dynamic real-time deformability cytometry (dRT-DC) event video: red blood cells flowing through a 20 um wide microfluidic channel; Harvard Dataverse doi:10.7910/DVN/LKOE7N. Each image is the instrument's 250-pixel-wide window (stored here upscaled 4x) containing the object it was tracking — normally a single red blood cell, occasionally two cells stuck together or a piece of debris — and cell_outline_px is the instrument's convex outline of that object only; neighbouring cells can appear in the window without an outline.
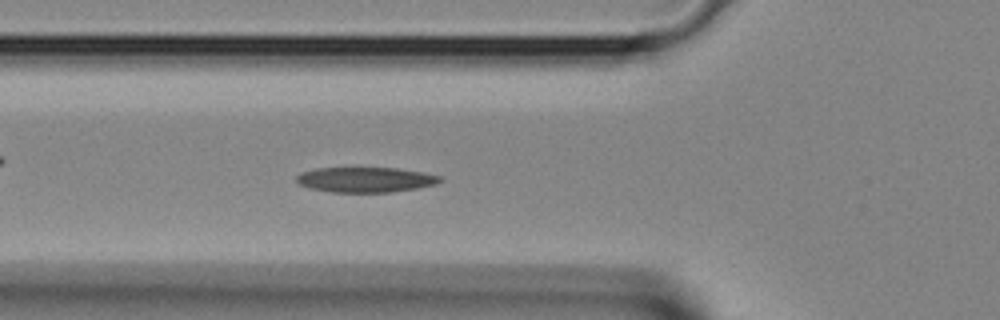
{"species": "Egyptian fruit bat (a non-hibernating species)", "species_latin": "Rousettus aegyptiacus", "temperature_condition": "room temperature", "stored_images_in_passage": 33, "camera_frame_rate_fps": 3000, "um_per_image_px": 0.085, "animal": {"sex": "female"}, "frame": {"image": 1, "passage_image": 7, "time_ms": 2.0, "image_size_px": [1000, 320], "cell_outline_px": [[444, 180], [436, 184], [416, 188], [392, 192], [332, 192], [308, 188], [296, 184], [296, 176], [300, 172], [316, 168], [396, 168], [424, 172], [440, 176]], "centroid_in_image_um": [31.03, 15.27], "position_along_channel_um": 94.8, "area_um2": 21.21}}
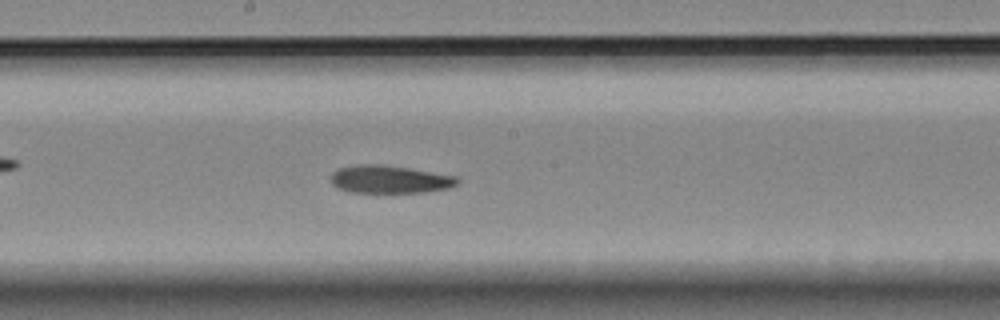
{"frame": {"image": 2, "passage_image": 14, "time_ms": 4.333, "image_size_px": [1000, 320], "cell_outline_px": [[460, 184], [448, 188], [424, 192], [348, 192], [336, 188], [332, 184], [332, 172], [340, 168], [360, 164], [380, 164], [408, 168], [456, 176], [460, 180]], "centroid_in_image_um": [33.13, 15.25], "position_along_channel_um": 215.1, "area_um2": 20.46}}
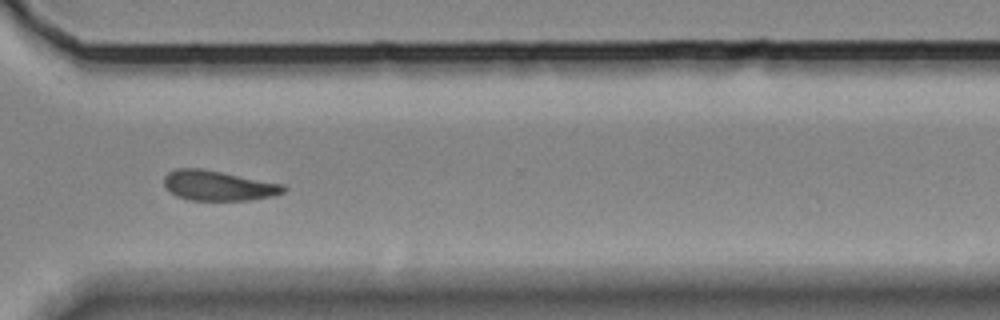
{"frame": {"image": 3, "passage_image": 22, "time_ms": 7.0, "image_size_px": [1000, 320], "cell_outline_px": [[288, 188], [284, 192], [276, 196], [248, 200], [188, 200], [176, 196], [164, 184], [164, 176], [168, 172], [176, 168], [200, 168], [284, 184]], "centroid_in_image_um": [18.58, 15.78], "position_along_channel_um": 352.0, "area_um2": 20.92}}